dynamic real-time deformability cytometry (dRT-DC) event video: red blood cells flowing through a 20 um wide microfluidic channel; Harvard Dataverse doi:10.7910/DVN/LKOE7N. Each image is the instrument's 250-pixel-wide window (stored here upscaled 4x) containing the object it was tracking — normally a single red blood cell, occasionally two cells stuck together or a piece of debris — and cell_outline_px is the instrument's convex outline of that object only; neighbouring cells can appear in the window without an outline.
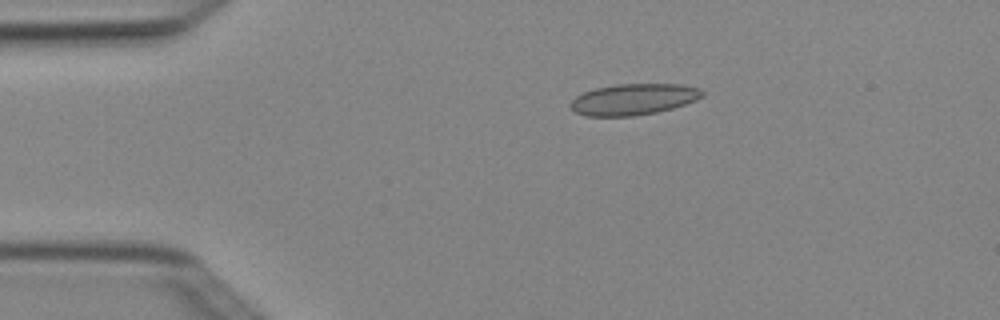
{"species": "Egyptian fruit bat (a non-hibernating species)", "species_latin": "Rousettus aegyptiacus", "temperature_condition": "cold", "stored_images_in_passage": 3, "camera_frame_rate_fps": 3000, "um_per_image_px": 0.085, "animal": {"sex": "female"}, "frame": {"image": 1, "passage_image": 3, "time_ms": 0.667, "image_size_px": [1000, 320], "cell_outline_px": [[704, 96], [696, 100], [672, 108], [656, 112], [632, 116], [584, 116], [576, 112], [568, 104], [576, 96], [584, 92], [596, 88], [616, 84], [684, 84], [700, 88], [704, 92]], "centroid_in_image_um": [53.86, 8.43], "position_along_channel_um": 31.1, "area_um2": 23.99}}